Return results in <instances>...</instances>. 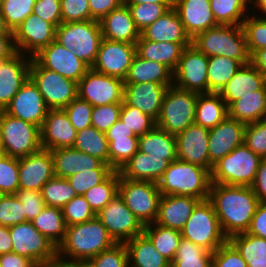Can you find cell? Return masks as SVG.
<instances>
[{
    "instance_id": "cell-75",
    "label": "cell",
    "mask_w": 266,
    "mask_h": 267,
    "mask_svg": "<svg viewBox=\"0 0 266 267\" xmlns=\"http://www.w3.org/2000/svg\"><path fill=\"white\" fill-rule=\"evenodd\" d=\"M250 1H251V5H253V9L256 8L257 10L259 9V11L262 10L261 11L262 16L265 15L266 17V0H250Z\"/></svg>"
},
{
    "instance_id": "cell-44",
    "label": "cell",
    "mask_w": 266,
    "mask_h": 267,
    "mask_svg": "<svg viewBox=\"0 0 266 267\" xmlns=\"http://www.w3.org/2000/svg\"><path fill=\"white\" fill-rule=\"evenodd\" d=\"M250 3V0H210L214 18L220 25H242L251 9Z\"/></svg>"
},
{
    "instance_id": "cell-30",
    "label": "cell",
    "mask_w": 266,
    "mask_h": 267,
    "mask_svg": "<svg viewBox=\"0 0 266 267\" xmlns=\"http://www.w3.org/2000/svg\"><path fill=\"white\" fill-rule=\"evenodd\" d=\"M199 201L191 196L162 195L154 223L180 231Z\"/></svg>"
},
{
    "instance_id": "cell-51",
    "label": "cell",
    "mask_w": 266,
    "mask_h": 267,
    "mask_svg": "<svg viewBox=\"0 0 266 267\" xmlns=\"http://www.w3.org/2000/svg\"><path fill=\"white\" fill-rule=\"evenodd\" d=\"M36 0H2L1 14L11 32L33 13Z\"/></svg>"
},
{
    "instance_id": "cell-54",
    "label": "cell",
    "mask_w": 266,
    "mask_h": 267,
    "mask_svg": "<svg viewBox=\"0 0 266 267\" xmlns=\"http://www.w3.org/2000/svg\"><path fill=\"white\" fill-rule=\"evenodd\" d=\"M61 209L66 226L84 223L96 217L83 195H76Z\"/></svg>"
},
{
    "instance_id": "cell-35",
    "label": "cell",
    "mask_w": 266,
    "mask_h": 267,
    "mask_svg": "<svg viewBox=\"0 0 266 267\" xmlns=\"http://www.w3.org/2000/svg\"><path fill=\"white\" fill-rule=\"evenodd\" d=\"M184 47L180 43L154 42L141 36L136 42V54L141 58L160 62L173 72L178 66Z\"/></svg>"
},
{
    "instance_id": "cell-48",
    "label": "cell",
    "mask_w": 266,
    "mask_h": 267,
    "mask_svg": "<svg viewBox=\"0 0 266 267\" xmlns=\"http://www.w3.org/2000/svg\"><path fill=\"white\" fill-rule=\"evenodd\" d=\"M136 28L141 32L173 7V3L126 4Z\"/></svg>"
},
{
    "instance_id": "cell-64",
    "label": "cell",
    "mask_w": 266,
    "mask_h": 267,
    "mask_svg": "<svg viewBox=\"0 0 266 267\" xmlns=\"http://www.w3.org/2000/svg\"><path fill=\"white\" fill-rule=\"evenodd\" d=\"M33 13L55 27L62 23L60 0H36Z\"/></svg>"
},
{
    "instance_id": "cell-45",
    "label": "cell",
    "mask_w": 266,
    "mask_h": 267,
    "mask_svg": "<svg viewBox=\"0 0 266 267\" xmlns=\"http://www.w3.org/2000/svg\"><path fill=\"white\" fill-rule=\"evenodd\" d=\"M213 252L181 239L171 267H212Z\"/></svg>"
},
{
    "instance_id": "cell-61",
    "label": "cell",
    "mask_w": 266,
    "mask_h": 267,
    "mask_svg": "<svg viewBox=\"0 0 266 267\" xmlns=\"http://www.w3.org/2000/svg\"><path fill=\"white\" fill-rule=\"evenodd\" d=\"M62 23L91 20L88 0H60Z\"/></svg>"
},
{
    "instance_id": "cell-59",
    "label": "cell",
    "mask_w": 266,
    "mask_h": 267,
    "mask_svg": "<svg viewBox=\"0 0 266 267\" xmlns=\"http://www.w3.org/2000/svg\"><path fill=\"white\" fill-rule=\"evenodd\" d=\"M122 103L94 106L91 124L99 131L106 132L120 118Z\"/></svg>"
},
{
    "instance_id": "cell-63",
    "label": "cell",
    "mask_w": 266,
    "mask_h": 267,
    "mask_svg": "<svg viewBox=\"0 0 266 267\" xmlns=\"http://www.w3.org/2000/svg\"><path fill=\"white\" fill-rule=\"evenodd\" d=\"M16 196L23 204L27 221H32L45 206L41 191L18 189Z\"/></svg>"
},
{
    "instance_id": "cell-72",
    "label": "cell",
    "mask_w": 266,
    "mask_h": 267,
    "mask_svg": "<svg viewBox=\"0 0 266 267\" xmlns=\"http://www.w3.org/2000/svg\"><path fill=\"white\" fill-rule=\"evenodd\" d=\"M39 267H79V261L68 260L58 255L42 263Z\"/></svg>"
},
{
    "instance_id": "cell-53",
    "label": "cell",
    "mask_w": 266,
    "mask_h": 267,
    "mask_svg": "<svg viewBox=\"0 0 266 267\" xmlns=\"http://www.w3.org/2000/svg\"><path fill=\"white\" fill-rule=\"evenodd\" d=\"M19 189V158L0 155V194H16Z\"/></svg>"
},
{
    "instance_id": "cell-21",
    "label": "cell",
    "mask_w": 266,
    "mask_h": 267,
    "mask_svg": "<svg viewBox=\"0 0 266 267\" xmlns=\"http://www.w3.org/2000/svg\"><path fill=\"white\" fill-rule=\"evenodd\" d=\"M16 51L0 60V110H4L21 86L29 79L32 57Z\"/></svg>"
},
{
    "instance_id": "cell-58",
    "label": "cell",
    "mask_w": 266,
    "mask_h": 267,
    "mask_svg": "<svg viewBox=\"0 0 266 267\" xmlns=\"http://www.w3.org/2000/svg\"><path fill=\"white\" fill-rule=\"evenodd\" d=\"M73 127L77 130L92 126L91 116L93 106L78 96L64 109Z\"/></svg>"
},
{
    "instance_id": "cell-47",
    "label": "cell",
    "mask_w": 266,
    "mask_h": 267,
    "mask_svg": "<svg viewBox=\"0 0 266 267\" xmlns=\"http://www.w3.org/2000/svg\"><path fill=\"white\" fill-rule=\"evenodd\" d=\"M118 184L119 172L114 171L105 181L91 187L83 194L95 214L102 210L118 194Z\"/></svg>"
},
{
    "instance_id": "cell-46",
    "label": "cell",
    "mask_w": 266,
    "mask_h": 267,
    "mask_svg": "<svg viewBox=\"0 0 266 267\" xmlns=\"http://www.w3.org/2000/svg\"><path fill=\"white\" fill-rule=\"evenodd\" d=\"M41 195L45 206L62 208L77 193L66 178L54 176L42 186Z\"/></svg>"
},
{
    "instance_id": "cell-43",
    "label": "cell",
    "mask_w": 266,
    "mask_h": 267,
    "mask_svg": "<svg viewBox=\"0 0 266 267\" xmlns=\"http://www.w3.org/2000/svg\"><path fill=\"white\" fill-rule=\"evenodd\" d=\"M143 233L151 240L154 247L170 262L173 261L180 240L181 232L156 223L144 225Z\"/></svg>"
},
{
    "instance_id": "cell-65",
    "label": "cell",
    "mask_w": 266,
    "mask_h": 267,
    "mask_svg": "<svg viewBox=\"0 0 266 267\" xmlns=\"http://www.w3.org/2000/svg\"><path fill=\"white\" fill-rule=\"evenodd\" d=\"M91 20L100 21L113 9L119 7L123 0H88Z\"/></svg>"
},
{
    "instance_id": "cell-20",
    "label": "cell",
    "mask_w": 266,
    "mask_h": 267,
    "mask_svg": "<svg viewBox=\"0 0 266 267\" xmlns=\"http://www.w3.org/2000/svg\"><path fill=\"white\" fill-rule=\"evenodd\" d=\"M175 138L178 160L207 168L211 172L213 165L208 154L209 129L194 123Z\"/></svg>"
},
{
    "instance_id": "cell-77",
    "label": "cell",
    "mask_w": 266,
    "mask_h": 267,
    "mask_svg": "<svg viewBox=\"0 0 266 267\" xmlns=\"http://www.w3.org/2000/svg\"><path fill=\"white\" fill-rule=\"evenodd\" d=\"M79 267H94L89 261H79Z\"/></svg>"
},
{
    "instance_id": "cell-8",
    "label": "cell",
    "mask_w": 266,
    "mask_h": 267,
    "mask_svg": "<svg viewBox=\"0 0 266 267\" xmlns=\"http://www.w3.org/2000/svg\"><path fill=\"white\" fill-rule=\"evenodd\" d=\"M198 94L174 85L169 86L163 98L156 126L176 136L194 124Z\"/></svg>"
},
{
    "instance_id": "cell-80",
    "label": "cell",
    "mask_w": 266,
    "mask_h": 267,
    "mask_svg": "<svg viewBox=\"0 0 266 267\" xmlns=\"http://www.w3.org/2000/svg\"><path fill=\"white\" fill-rule=\"evenodd\" d=\"M1 7H2V0H0V10H1Z\"/></svg>"
},
{
    "instance_id": "cell-14",
    "label": "cell",
    "mask_w": 266,
    "mask_h": 267,
    "mask_svg": "<svg viewBox=\"0 0 266 267\" xmlns=\"http://www.w3.org/2000/svg\"><path fill=\"white\" fill-rule=\"evenodd\" d=\"M78 97L94 106L123 103L124 80L89 69L77 83Z\"/></svg>"
},
{
    "instance_id": "cell-68",
    "label": "cell",
    "mask_w": 266,
    "mask_h": 267,
    "mask_svg": "<svg viewBox=\"0 0 266 267\" xmlns=\"http://www.w3.org/2000/svg\"><path fill=\"white\" fill-rule=\"evenodd\" d=\"M1 267H36L37 265L25 256L18 255L14 252L0 255Z\"/></svg>"
},
{
    "instance_id": "cell-17",
    "label": "cell",
    "mask_w": 266,
    "mask_h": 267,
    "mask_svg": "<svg viewBox=\"0 0 266 267\" xmlns=\"http://www.w3.org/2000/svg\"><path fill=\"white\" fill-rule=\"evenodd\" d=\"M55 35L56 27L52 23L32 13L14 30V45L16 51L33 57L54 41Z\"/></svg>"
},
{
    "instance_id": "cell-26",
    "label": "cell",
    "mask_w": 266,
    "mask_h": 267,
    "mask_svg": "<svg viewBox=\"0 0 266 267\" xmlns=\"http://www.w3.org/2000/svg\"><path fill=\"white\" fill-rule=\"evenodd\" d=\"M173 7L191 39L219 25L211 10L210 0H174Z\"/></svg>"
},
{
    "instance_id": "cell-32",
    "label": "cell",
    "mask_w": 266,
    "mask_h": 267,
    "mask_svg": "<svg viewBox=\"0 0 266 267\" xmlns=\"http://www.w3.org/2000/svg\"><path fill=\"white\" fill-rule=\"evenodd\" d=\"M164 158L137 151L118 171L122 178L158 182L169 166Z\"/></svg>"
},
{
    "instance_id": "cell-60",
    "label": "cell",
    "mask_w": 266,
    "mask_h": 267,
    "mask_svg": "<svg viewBox=\"0 0 266 267\" xmlns=\"http://www.w3.org/2000/svg\"><path fill=\"white\" fill-rule=\"evenodd\" d=\"M244 143L251 151L259 155L262 159H265L266 125L262 121L246 124Z\"/></svg>"
},
{
    "instance_id": "cell-16",
    "label": "cell",
    "mask_w": 266,
    "mask_h": 267,
    "mask_svg": "<svg viewBox=\"0 0 266 267\" xmlns=\"http://www.w3.org/2000/svg\"><path fill=\"white\" fill-rule=\"evenodd\" d=\"M135 55L136 44L103 38L91 69L124 80Z\"/></svg>"
},
{
    "instance_id": "cell-42",
    "label": "cell",
    "mask_w": 266,
    "mask_h": 267,
    "mask_svg": "<svg viewBox=\"0 0 266 267\" xmlns=\"http://www.w3.org/2000/svg\"><path fill=\"white\" fill-rule=\"evenodd\" d=\"M243 65L223 56L208 57V93H219Z\"/></svg>"
},
{
    "instance_id": "cell-23",
    "label": "cell",
    "mask_w": 266,
    "mask_h": 267,
    "mask_svg": "<svg viewBox=\"0 0 266 267\" xmlns=\"http://www.w3.org/2000/svg\"><path fill=\"white\" fill-rule=\"evenodd\" d=\"M246 124L227 116L209 129L208 154L212 165L244 143Z\"/></svg>"
},
{
    "instance_id": "cell-36",
    "label": "cell",
    "mask_w": 266,
    "mask_h": 267,
    "mask_svg": "<svg viewBox=\"0 0 266 267\" xmlns=\"http://www.w3.org/2000/svg\"><path fill=\"white\" fill-rule=\"evenodd\" d=\"M227 109L229 117L245 124L261 121L266 114V85L232 102Z\"/></svg>"
},
{
    "instance_id": "cell-52",
    "label": "cell",
    "mask_w": 266,
    "mask_h": 267,
    "mask_svg": "<svg viewBox=\"0 0 266 267\" xmlns=\"http://www.w3.org/2000/svg\"><path fill=\"white\" fill-rule=\"evenodd\" d=\"M136 136H142L156 126V121L138 108L127 105L124 101L119 118Z\"/></svg>"
},
{
    "instance_id": "cell-40",
    "label": "cell",
    "mask_w": 266,
    "mask_h": 267,
    "mask_svg": "<svg viewBox=\"0 0 266 267\" xmlns=\"http://www.w3.org/2000/svg\"><path fill=\"white\" fill-rule=\"evenodd\" d=\"M31 222L57 247L63 241L67 226L61 208L44 206L39 215Z\"/></svg>"
},
{
    "instance_id": "cell-37",
    "label": "cell",
    "mask_w": 266,
    "mask_h": 267,
    "mask_svg": "<svg viewBox=\"0 0 266 267\" xmlns=\"http://www.w3.org/2000/svg\"><path fill=\"white\" fill-rule=\"evenodd\" d=\"M138 150L156 158H164L169 163L177 159L175 135L155 126L151 131L139 136Z\"/></svg>"
},
{
    "instance_id": "cell-66",
    "label": "cell",
    "mask_w": 266,
    "mask_h": 267,
    "mask_svg": "<svg viewBox=\"0 0 266 267\" xmlns=\"http://www.w3.org/2000/svg\"><path fill=\"white\" fill-rule=\"evenodd\" d=\"M247 233L266 239V202H260Z\"/></svg>"
},
{
    "instance_id": "cell-62",
    "label": "cell",
    "mask_w": 266,
    "mask_h": 267,
    "mask_svg": "<svg viewBox=\"0 0 266 267\" xmlns=\"http://www.w3.org/2000/svg\"><path fill=\"white\" fill-rule=\"evenodd\" d=\"M212 267H247L237 249L227 241L213 252Z\"/></svg>"
},
{
    "instance_id": "cell-49",
    "label": "cell",
    "mask_w": 266,
    "mask_h": 267,
    "mask_svg": "<svg viewBox=\"0 0 266 267\" xmlns=\"http://www.w3.org/2000/svg\"><path fill=\"white\" fill-rule=\"evenodd\" d=\"M109 142V165L120 168L138 151L139 137L107 138Z\"/></svg>"
},
{
    "instance_id": "cell-56",
    "label": "cell",
    "mask_w": 266,
    "mask_h": 267,
    "mask_svg": "<svg viewBox=\"0 0 266 267\" xmlns=\"http://www.w3.org/2000/svg\"><path fill=\"white\" fill-rule=\"evenodd\" d=\"M114 169H91L78 172L66 178L76 191L77 195H83L88 189L105 181Z\"/></svg>"
},
{
    "instance_id": "cell-13",
    "label": "cell",
    "mask_w": 266,
    "mask_h": 267,
    "mask_svg": "<svg viewBox=\"0 0 266 267\" xmlns=\"http://www.w3.org/2000/svg\"><path fill=\"white\" fill-rule=\"evenodd\" d=\"M96 217L116 243H125L143 233L144 225L117 194Z\"/></svg>"
},
{
    "instance_id": "cell-78",
    "label": "cell",
    "mask_w": 266,
    "mask_h": 267,
    "mask_svg": "<svg viewBox=\"0 0 266 267\" xmlns=\"http://www.w3.org/2000/svg\"><path fill=\"white\" fill-rule=\"evenodd\" d=\"M261 121L266 125V114L263 116Z\"/></svg>"
},
{
    "instance_id": "cell-18",
    "label": "cell",
    "mask_w": 266,
    "mask_h": 267,
    "mask_svg": "<svg viewBox=\"0 0 266 267\" xmlns=\"http://www.w3.org/2000/svg\"><path fill=\"white\" fill-rule=\"evenodd\" d=\"M33 58L43 67L78 83L90 69L71 50H67L56 40L42 48Z\"/></svg>"
},
{
    "instance_id": "cell-33",
    "label": "cell",
    "mask_w": 266,
    "mask_h": 267,
    "mask_svg": "<svg viewBox=\"0 0 266 267\" xmlns=\"http://www.w3.org/2000/svg\"><path fill=\"white\" fill-rule=\"evenodd\" d=\"M154 82L166 86L173 85V71L166 65L134 56L124 84Z\"/></svg>"
},
{
    "instance_id": "cell-3",
    "label": "cell",
    "mask_w": 266,
    "mask_h": 267,
    "mask_svg": "<svg viewBox=\"0 0 266 267\" xmlns=\"http://www.w3.org/2000/svg\"><path fill=\"white\" fill-rule=\"evenodd\" d=\"M162 195L191 196L208 199L211 172L192 163L176 159L171 162L157 182Z\"/></svg>"
},
{
    "instance_id": "cell-79",
    "label": "cell",
    "mask_w": 266,
    "mask_h": 267,
    "mask_svg": "<svg viewBox=\"0 0 266 267\" xmlns=\"http://www.w3.org/2000/svg\"><path fill=\"white\" fill-rule=\"evenodd\" d=\"M0 150H2V142H1V130H0Z\"/></svg>"
},
{
    "instance_id": "cell-7",
    "label": "cell",
    "mask_w": 266,
    "mask_h": 267,
    "mask_svg": "<svg viewBox=\"0 0 266 267\" xmlns=\"http://www.w3.org/2000/svg\"><path fill=\"white\" fill-rule=\"evenodd\" d=\"M261 159L243 143L213 165L211 183L250 187Z\"/></svg>"
},
{
    "instance_id": "cell-55",
    "label": "cell",
    "mask_w": 266,
    "mask_h": 267,
    "mask_svg": "<svg viewBox=\"0 0 266 267\" xmlns=\"http://www.w3.org/2000/svg\"><path fill=\"white\" fill-rule=\"evenodd\" d=\"M26 221L23 204L16 194H2L0 196V225L11 227Z\"/></svg>"
},
{
    "instance_id": "cell-41",
    "label": "cell",
    "mask_w": 266,
    "mask_h": 267,
    "mask_svg": "<svg viewBox=\"0 0 266 267\" xmlns=\"http://www.w3.org/2000/svg\"><path fill=\"white\" fill-rule=\"evenodd\" d=\"M73 148L96 157L104 164L109 165V142L105 132L99 131L93 126L77 132Z\"/></svg>"
},
{
    "instance_id": "cell-10",
    "label": "cell",
    "mask_w": 266,
    "mask_h": 267,
    "mask_svg": "<svg viewBox=\"0 0 266 267\" xmlns=\"http://www.w3.org/2000/svg\"><path fill=\"white\" fill-rule=\"evenodd\" d=\"M118 194L143 225L155 222L162 197L156 182L129 180L119 174Z\"/></svg>"
},
{
    "instance_id": "cell-76",
    "label": "cell",
    "mask_w": 266,
    "mask_h": 267,
    "mask_svg": "<svg viewBox=\"0 0 266 267\" xmlns=\"http://www.w3.org/2000/svg\"><path fill=\"white\" fill-rule=\"evenodd\" d=\"M0 35H13V32L6 26L0 10Z\"/></svg>"
},
{
    "instance_id": "cell-11",
    "label": "cell",
    "mask_w": 266,
    "mask_h": 267,
    "mask_svg": "<svg viewBox=\"0 0 266 267\" xmlns=\"http://www.w3.org/2000/svg\"><path fill=\"white\" fill-rule=\"evenodd\" d=\"M29 78L37 86L49 109H64L78 96L76 82L43 68L33 57Z\"/></svg>"
},
{
    "instance_id": "cell-6",
    "label": "cell",
    "mask_w": 266,
    "mask_h": 267,
    "mask_svg": "<svg viewBox=\"0 0 266 267\" xmlns=\"http://www.w3.org/2000/svg\"><path fill=\"white\" fill-rule=\"evenodd\" d=\"M183 239L214 252L228 241L215 210L208 199L200 200L185 226L180 230Z\"/></svg>"
},
{
    "instance_id": "cell-29",
    "label": "cell",
    "mask_w": 266,
    "mask_h": 267,
    "mask_svg": "<svg viewBox=\"0 0 266 267\" xmlns=\"http://www.w3.org/2000/svg\"><path fill=\"white\" fill-rule=\"evenodd\" d=\"M101 33L109 41L136 44L140 31L136 28L128 6L122 3L104 16L100 21Z\"/></svg>"
},
{
    "instance_id": "cell-24",
    "label": "cell",
    "mask_w": 266,
    "mask_h": 267,
    "mask_svg": "<svg viewBox=\"0 0 266 267\" xmlns=\"http://www.w3.org/2000/svg\"><path fill=\"white\" fill-rule=\"evenodd\" d=\"M77 132L63 109H49L40 128L41 147L48 150L73 147Z\"/></svg>"
},
{
    "instance_id": "cell-39",
    "label": "cell",
    "mask_w": 266,
    "mask_h": 267,
    "mask_svg": "<svg viewBox=\"0 0 266 267\" xmlns=\"http://www.w3.org/2000/svg\"><path fill=\"white\" fill-rule=\"evenodd\" d=\"M228 241L246 261L247 267H266V239L242 232L230 236Z\"/></svg>"
},
{
    "instance_id": "cell-73",
    "label": "cell",
    "mask_w": 266,
    "mask_h": 267,
    "mask_svg": "<svg viewBox=\"0 0 266 267\" xmlns=\"http://www.w3.org/2000/svg\"><path fill=\"white\" fill-rule=\"evenodd\" d=\"M12 252L9 227L0 225V255Z\"/></svg>"
},
{
    "instance_id": "cell-12",
    "label": "cell",
    "mask_w": 266,
    "mask_h": 267,
    "mask_svg": "<svg viewBox=\"0 0 266 267\" xmlns=\"http://www.w3.org/2000/svg\"><path fill=\"white\" fill-rule=\"evenodd\" d=\"M12 252L25 256L37 266L57 255V246L41 234L32 222L26 221L9 227Z\"/></svg>"
},
{
    "instance_id": "cell-4",
    "label": "cell",
    "mask_w": 266,
    "mask_h": 267,
    "mask_svg": "<svg viewBox=\"0 0 266 267\" xmlns=\"http://www.w3.org/2000/svg\"><path fill=\"white\" fill-rule=\"evenodd\" d=\"M192 45L208 57L223 56L238 60L242 65L250 63L245 32L242 25H217L198 33Z\"/></svg>"
},
{
    "instance_id": "cell-69",
    "label": "cell",
    "mask_w": 266,
    "mask_h": 267,
    "mask_svg": "<svg viewBox=\"0 0 266 267\" xmlns=\"http://www.w3.org/2000/svg\"><path fill=\"white\" fill-rule=\"evenodd\" d=\"M106 138L138 137L132 129L128 128L120 119L116 121L106 132Z\"/></svg>"
},
{
    "instance_id": "cell-15",
    "label": "cell",
    "mask_w": 266,
    "mask_h": 267,
    "mask_svg": "<svg viewBox=\"0 0 266 267\" xmlns=\"http://www.w3.org/2000/svg\"><path fill=\"white\" fill-rule=\"evenodd\" d=\"M208 56L192 44L183 49L173 72V85L188 91L208 93Z\"/></svg>"
},
{
    "instance_id": "cell-28",
    "label": "cell",
    "mask_w": 266,
    "mask_h": 267,
    "mask_svg": "<svg viewBox=\"0 0 266 267\" xmlns=\"http://www.w3.org/2000/svg\"><path fill=\"white\" fill-rule=\"evenodd\" d=\"M56 177L68 178L78 172L91 169H113L101 160L73 147L51 150Z\"/></svg>"
},
{
    "instance_id": "cell-50",
    "label": "cell",
    "mask_w": 266,
    "mask_h": 267,
    "mask_svg": "<svg viewBox=\"0 0 266 267\" xmlns=\"http://www.w3.org/2000/svg\"><path fill=\"white\" fill-rule=\"evenodd\" d=\"M252 16L249 12L242 24L250 56L255 51L266 48V17Z\"/></svg>"
},
{
    "instance_id": "cell-34",
    "label": "cell",
    "mask_w": 266,
    "mask_h": 267,
    "mask_svg": "<svg viewBox=\"0 0 266 267\" xmlns=\"http://www.w3.org/2000/svg\"><path fill=\"white\" fill-rule=\"evenodd\" d=\"M124 244L128 251L129 267H171V262L154 247L144 233Z\"/></svg>"
},
{
    "instance_id": "cell-27",
    "label": "cell",
    "mask_w": 266,
    "mask_h": 267,
    "mask_svg": "<svg viewBox=\"0 0 266 267\" xmlns=\"http://www.w3.org/2000/svg\"><path fill=\"white\" fill-rule=\"evenodd\" d=\"M140 36L154 42L180 43L184 48L192 44L174 7L140 32Z\"/></svg>"
},
{
    "instance_id": "cell-71",
    "label": "cell",
    "mask_w": 266,
    "mask_h": 267,
    "mask_svg": "<svg viewBox=\"0 0 266 267\" xmlns=\"http://www.w3.org/2000/svg\"><path fill=\"white\" fill-rule=\"evenodd\" d=\"M250 63L253 64L266 78V48L255 51L250 56Z\"/></svg>"
},
{
    "instance_id": "cell-19",
    "label": "cell",
    "mask_w": 266,
    "mask_h": 267,
    "mask_svg": "<svg viewBox=\"0 0 266 267\" xmlns=\"http://www.w3.org/2000/svg\"><path fill=\"white\" fill-rule=\"evenodd\" d=\"M3 111L41 128L49 108L37 86L29 78Z\"/></svg>"
},
{
    "instance_id": "cell-57",
    "label": "cell",
    "mask_w": 266,
    "mask_h": 267,
    "mask_svg": "<svg viewBox=\"0 0 266 267\" xmlns=\"http://www.w3.org/2000/svg\"><path fill=\"white\" fill-rule=\"evenodd\" d=\"M88 261L94 267H129L128 251L124 243H115Z\"/></svg>"
},
{
    "instance_id": "cell-38",
    "label": "cell",
    "mask_w": 266,
    "mask_h": 267,
    "mask_svg": "<svg viewBox=\"0 0 266 267\" xmlns=\"http://www.w3.org/2000/svg\"><path fill=\"white\" fill-rule=\"evenodd\" d=\"M228 116L225 101L219 93H199L195 108V124L211 129Z\"/></svg>"
},
{
    "instance_id": "cell-2",
    "label": "cell",
    "mask_w": 266,
    "mask_h": 267,
    "mask_svg": "<svg viewBox=\"0 0 266 267\" xmlns=\"http://www.w3.org/2000/svg\"><path fill=\"white\" fill-rule=\"evenodd\" d=\"M115 243L106 227L95 217L67 226L65 237L57 247V255L68 260L88 261Z\"/></svg>"
},
{
    "instance_id": "cell-5",
    "label": "cell",
    "mask_w": 266,
    "mask_h": 267,
    "mask_svg": "<svg viewBox=\"0 0 266 267\" xmlns=\"http://www.w3.org/2000/svg\"><path fill=\"white\" fill-rule=\"evenodd\" d=\"M102 39L100 23L96 20L61 23L56 27L55 40L90 68L96 60Z\"/></svg>"
},
{
    "instance_id": "cell-31",
    "label": "cell",
    "mask_w": 266,
    "mask_h": 267,
    "mask_svg": "<svg viewBox=\"0 0 266 267\" xmlns=\"http://www.w3.org/2000/svg\"><path fill=\"white\" fill-rule=\"evenodd\" d=\"M266 85L265 76L251 63L243 65L219 92L228 107L232 102L261 90Z\"/></svg>"
},
{
    "instance_id": "cell-22",
    "label": "cell",
    "mask_w": 266,
    "mask_h": 267,
    "mask_svg": "<svg viewBox=\"0 0 266 267\" xmlns=\"http://www.w3.org/2000/svg\"><path fill=\"white\" fill-rule=\"evenodd\" d=\"M54 176L51 150L41 148L19 158V189L41 191L42 186Z\"/></svg>"
},
{
    "instance_id": "cell-1",
    "label": "cell",
    "mask_w": 266,
    "mask_h": 267,
    "mask_svg": "<svg viewBox=\"0 0 266 267\" xmlns=\"http://www.w3.org/2000/svg\"><path fill=\"white\" fill-rule=\"evenodd\" d=\"M208 200L211 202L224 234L246 232L260 201L249 186L211 183Z\"/></svg>"
},
{
    "instance_id": "cell-67",
    "label": "cell",
    "mask_w": 266,
    "mask_h": 267,
    "mask_svg": "<svg viewBox=\"0 0 266 267\" xmlns=\"http://www.w3.org/2000/svg\"><path fill=\"white\" fill-rule=\"evenodd\" d=\"M250 187L260 202H266V158L261 159L255 179Z\"/></svg>"
},
{
    "instance_id": "cell-9",
    "label": "cell",
    "mask_w": 266,
    "mask_h": 267,
    "mask_svg": "<svg viewBox=\"0 0 266 267\" xmlns=\"http://www.w3.org/2000/svg\"><path fill=\"white\" fill-rule=\"evenodd\" d=\"M2 154L24 157L39 151L40 128L30 122L15 118L0 110Z\"/></svg>"
},
{
    "instance_id": "cell-25",
    "label": "cell",
    "mask_w": 266,
    "mask_h": 267,
    "mask_svg": "<svg viewBox=\"0 0 266 267\" xmlns=\"http://www.w3.org/2000/svg\"><path fill=\"white\" fill-rule=\"evenodd\" d=\"M167 89L168 86L154 82L124 84L123 101L156 121Z\"/></svg>"
},
{
    "instance_id": "cell-74",
    "label": "cell",
    "mask_w": 266,
    "mask_h": 267,
    "mask_svg": "<svg viewBox=\"0 0 266 267\" xmlns=\"http://www.w3.org/2000/svg\"><path fill=\"white\" fill-rule=\"evenodd\" d=\"M174 0H123L124 4L173 3Z\"/></svg>"
},
{
    "instance_id": "cell-70",
    "label": "cell",
    "mask_w": 266,
    "mask_h": 267,
    "mask_svg": "<svg viewBox=\"0 0 266 267\" xmlns=\"http://www.w3.org/2000/svg\"><path fill=\"white\" fill-rule=\"evenodd\" d=\"M15 52L13 35H0V60L10 57Z\"/></svg>"
}]
</instances>
